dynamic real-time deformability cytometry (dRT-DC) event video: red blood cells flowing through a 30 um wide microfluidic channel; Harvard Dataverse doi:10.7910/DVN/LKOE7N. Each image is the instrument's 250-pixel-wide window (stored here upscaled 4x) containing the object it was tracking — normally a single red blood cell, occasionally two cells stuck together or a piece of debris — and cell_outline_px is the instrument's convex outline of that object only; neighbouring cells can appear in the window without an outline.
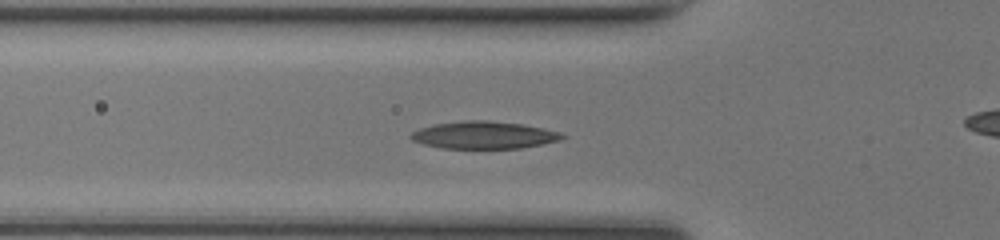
{"species": "common noctule bat (a hibernating species)", "species_latin": "Nyctalus noctula", "temperature_condition": "room temperature", "stored_images_in_passage": 50, "camera_frame_rate_fps": 3000, "um_per_image_px": 0.085, "animal": {"sex": "female", "body_mass_g": 17.0, "forearm_length_mm": 48.0}, "frame": {"image": 1, "passage_image": 16, "time_ms": 5.0, "image_size_px": [1000, 240], "cell_outline_px": [[568, 136], [560, 140], [520, 148], [440, 148], [424, 144], [412, 140], [408, 136], [412, 132], [420, 128], [432, 124], [464, 120], [488, 120], [520, 124], [560, 132]], "centroid_in_image_um": [41.09, 11.47], "position_along_channel_um": 84.7, "area_um2": 24.04}}
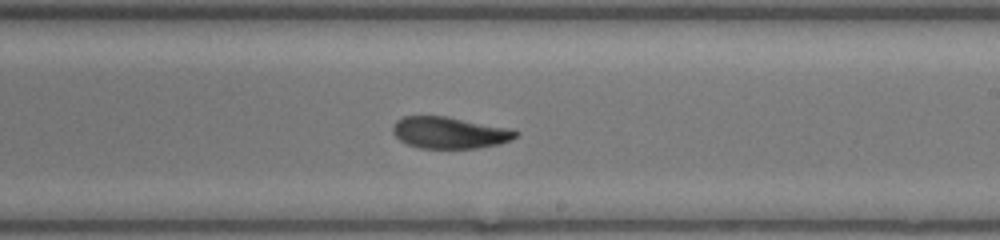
{"frame": {"image": 2, "passage_image": 28, "time_ms": 9.0, "image_size_px": [1000, 240], "cell_outline_px": [[520, 136], [512, 140], [500, 144], [476, 148], [420, 148], [408, 144], [400, 140], [392, 132], [392, 128], [396, 120], [404, 116], [448, 116], [508, 128], [520, 132]], "centroid_in_image_um": [38.24, 11.27], "position_along_channel_um": 250.8, "area_um2": 22.77}}
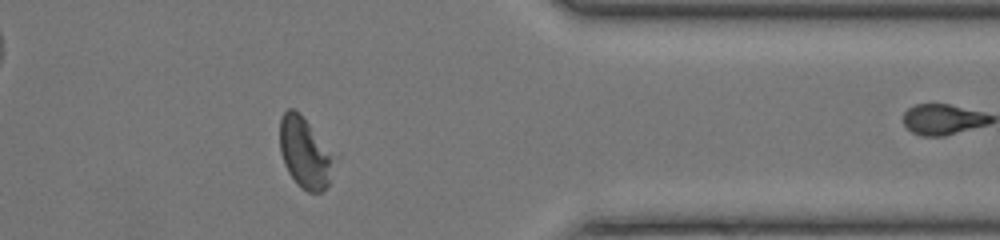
{"frame": {"image": 3, "passage_image": 39, "time_ms": 12.667, "image_size_px": [1000, 240], "cell_outline_px": [[332, 156], [328, 184], [320, 192], [308, 192], [300, 188], [296, 184], [288, 172], [284, 164], [280, 152], [280, 120], [284, 112], [288, 108], [292, 108], [300, 112]], "centroid_in_image_um": [25.82, 12.98], "position_along_channel_um": 385.6, "area_um2": 21.5}, "authors_computed_cell_mechanics": {"area_um2": 23.4379, "velocity_mm_per_s": 4.1426, "shape_relaxation_time_tau1_ms": 9.2885, "shape_relaxation_time_tau2_ms": 4.5105, "deformation_change_tau1": 0.2484, "deformation_change_tau2": 0.1201}}